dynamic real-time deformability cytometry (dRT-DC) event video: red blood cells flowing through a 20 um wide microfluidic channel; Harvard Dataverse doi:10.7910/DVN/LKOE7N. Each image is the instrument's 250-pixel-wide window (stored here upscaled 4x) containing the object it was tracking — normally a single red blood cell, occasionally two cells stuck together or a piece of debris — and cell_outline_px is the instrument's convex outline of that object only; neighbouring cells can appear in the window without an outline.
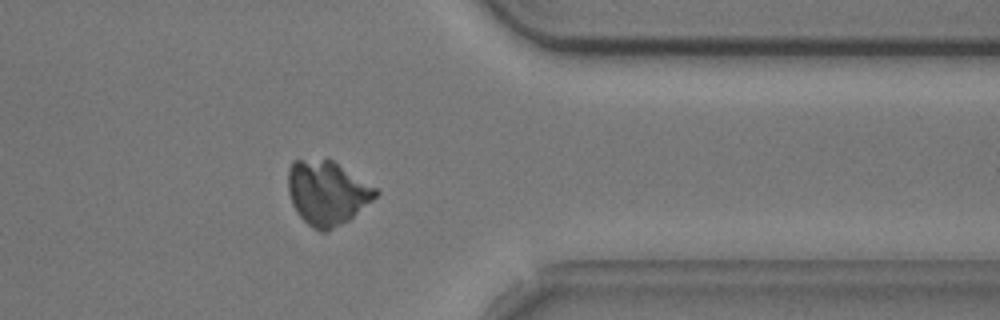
{"species": "common noctule bat (a hibernating species)", "species_latin": "Nyctalus noctula", "temperature_condition": "cold", "stored_images_in_passage": 53, "camera_frame_rate_fps": 3000, "um_per_image_px": 0.085, "animal": {"sex": "male", "body_mass_g": 20.5, "forearm_length_mm": 52.5}, "frame": {"image": 1, "passage_image": 42, "time_ms": 13.667, "image_size_px": [1000, 320], "cell_outline_px": [[380, 192], [372, 200], [348, 220], [328, 232], [320, 232], [312, 228], [296, 212], [292, 204], [288, 192], [288, 168], [292, 160], [332, 160], [376, 188]], "centroid_in_image_um": [27.77, 16.41], "position_along_channel_um": 383.6, "area_um2": 32.48}}
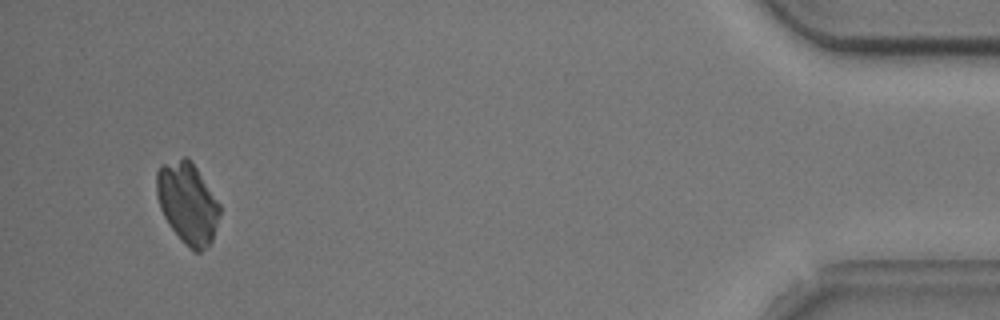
{"frame": {"image": 2, "passage_image": 50, "time_ms": 16.333, "image_size_px": [1000, 320], "cell_outline_px": [[220, 212], [212, 240], [200, 252], [196, 252], [172, 228], [164, 216], [160, 208], [156, 196], [156, 172], [164, 164], [184, 156], [188, 156], [220, 204]], "centroid_in_image_um": [15.93, 17.2], "position_along_channel_um": 419.3, "area_um2": 29.13}}